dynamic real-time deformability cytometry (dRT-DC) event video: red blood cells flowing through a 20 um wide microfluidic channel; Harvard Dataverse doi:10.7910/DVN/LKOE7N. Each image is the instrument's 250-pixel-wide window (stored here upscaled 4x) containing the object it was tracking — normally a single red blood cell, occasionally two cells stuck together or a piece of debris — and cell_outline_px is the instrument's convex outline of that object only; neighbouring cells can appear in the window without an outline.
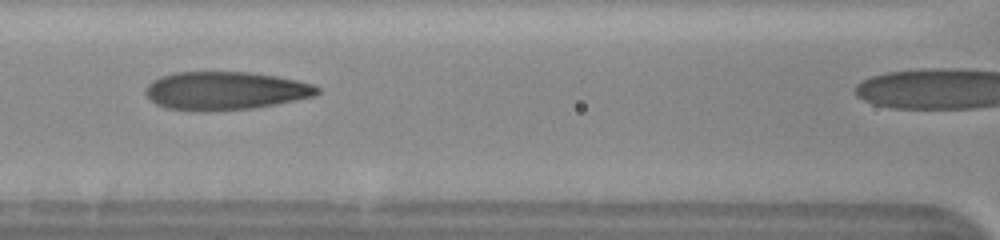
{"species": "human", "species_latin": "Homo sapiens", "temperature_condition": "cold", "stored_images_in_passage": 15, "camera_frame_rate_fps": 3000, "um_per_image_px": 0.085, "donor": {"sex": "female"}, "frame": {"image": 1, "passage_image": 13, "time_ms": 4.0, "image_size_px": [1000, 240], "cell_outline_px": [[320, 92], [312, 96], [252, 108], [208, 112], [200, 112], [168, 108], [156, 104], [144, 92], [144, 88], [152, 80], [160, 76], [176, 72], [248, 72], [276, 76], [296, 80], [312, 84], [320, 88]], "centroid_in_image_um": [19.08, 7.71], "position_along_channel_um": 147.5, "area_um2": 38.15}}